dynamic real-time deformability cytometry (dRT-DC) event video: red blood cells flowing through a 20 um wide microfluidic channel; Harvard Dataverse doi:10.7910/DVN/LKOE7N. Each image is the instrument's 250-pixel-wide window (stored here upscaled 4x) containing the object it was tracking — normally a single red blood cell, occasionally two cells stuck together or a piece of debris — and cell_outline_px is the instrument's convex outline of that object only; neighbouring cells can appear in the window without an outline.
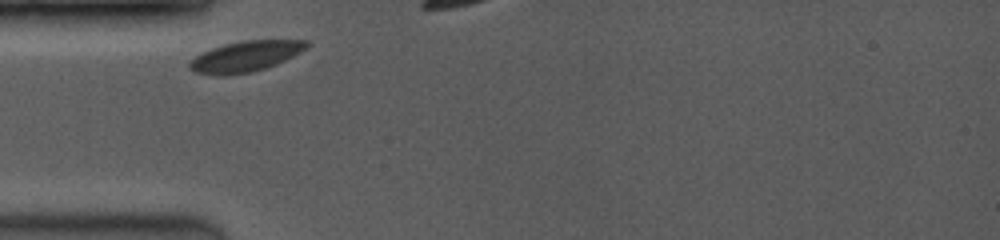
{"species": "common noctule bat (a hibernating species)", "species_latin": "Nyctalus noctula", "temperature_condition": "room temperature", "stored_images_in_passage": 7, "camera_frame_rate_fps": 3500, "um_per_image_px": 0.085, "animal": {"sex": "female", "body_mass_g": 19.0, "forearm_length_mm": 53.3}, "frame": {"image": 1, "passage_image": 1, "time_ms": 0.0, "image_size_px": [1000, 240], "cell_outline_px": [[308, 44], [300, 52], [276, 64], [252, 72], [224, 76], [220, 76], [196, 72], [188, 68], [188, 64], [200, 52], [224, 44], [240, 40], [308, 40]], "centroid_in_image_um": [20.81, 4.79], "position_along_channel_um": 64.2, "area_um2": 20.81}}
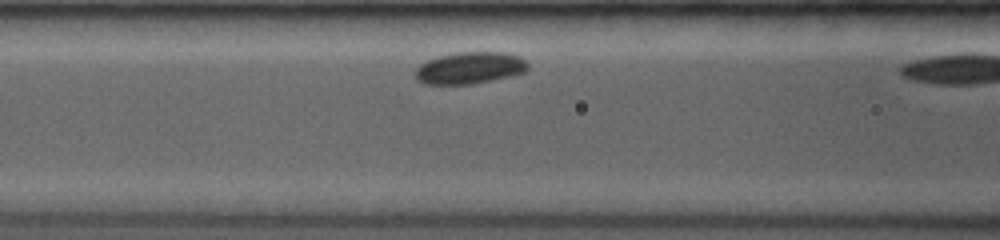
{"frame": {"image": 2, "passage_image": 6, "time_ms": 1.714, "image_size_px": [1000, 240], "cell_outline_px": [[528, 68], [524, 72], [492, 80], [472, 84], [424, 84], [416, 80], [416, 68], [420, 64], [428, 60], [440, 56], [456, 52], [504, 52], [520, 56], [528, 64]], "centroid_in_image_um": [39.92, 5.77], "position_along_channel_um": 126.7, "area_um2": 20.81}}